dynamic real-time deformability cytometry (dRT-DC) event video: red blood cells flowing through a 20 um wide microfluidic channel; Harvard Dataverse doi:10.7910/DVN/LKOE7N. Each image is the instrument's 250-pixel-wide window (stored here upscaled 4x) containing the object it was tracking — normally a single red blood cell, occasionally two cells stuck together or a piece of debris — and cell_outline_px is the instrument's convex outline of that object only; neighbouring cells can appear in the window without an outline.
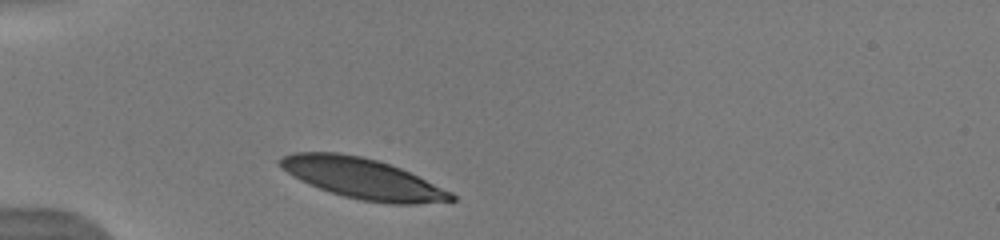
{"species": "human", "species_latin": "Homo sapiens", "temperature_condition": "warm", "stored_images_in_passage": 32, "camera_frame_rate_fps": 3000, "um_per_image_px": 0.085, "donor": {"sex": "male"}, "frame": {"image": 1, "passage_image": 1, "time_ms": 0.0, "image_size_px": [1000, 240], "cell_outline_px": [[456, 200], [416, 204], [392, 204], [360, 200], [344, 196], [308, 184], [292, 176], [276, 160], [280, 156], [292, 152], [336, 152], [360, 156], [376, 160], [400, 168], [452, 192], [456, 196]], "centroid_in_image_um": [30.8, 15.17], "position_along_channel_um": 54.2, "area_um2": 40.11}}
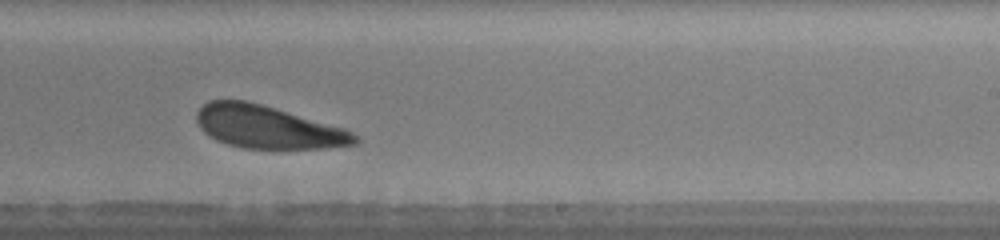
{"frame": {"image": 2, "passage_image": 19, "time_ms": 6.0, "image_size_px": [1000, 240], "cell_outline_px": [[360, 140], [356, 144], [328, 148], [244, 148], [228, 144], [216, 140], [208, 136], [200, 128], [196, 120], [196, 112], [208, 100], [244, 100], [260, 104], [348, 128]], "centroid_in_image_um": [22.78, 10.8], "position_along_channel_um": 266.2, "area_um2": 39.48}, "authors_computed_cell_mechanics": {"area_um2": 40.9224, "velocity_mm_per_s": 3.8611, "shape_relaxation_time_tau1_ms": 1.9272, "shape_relaxation_time_tau2_ms": null, "deformation_change_tau1": 0.1089, "deformation_change_tau2": null}}